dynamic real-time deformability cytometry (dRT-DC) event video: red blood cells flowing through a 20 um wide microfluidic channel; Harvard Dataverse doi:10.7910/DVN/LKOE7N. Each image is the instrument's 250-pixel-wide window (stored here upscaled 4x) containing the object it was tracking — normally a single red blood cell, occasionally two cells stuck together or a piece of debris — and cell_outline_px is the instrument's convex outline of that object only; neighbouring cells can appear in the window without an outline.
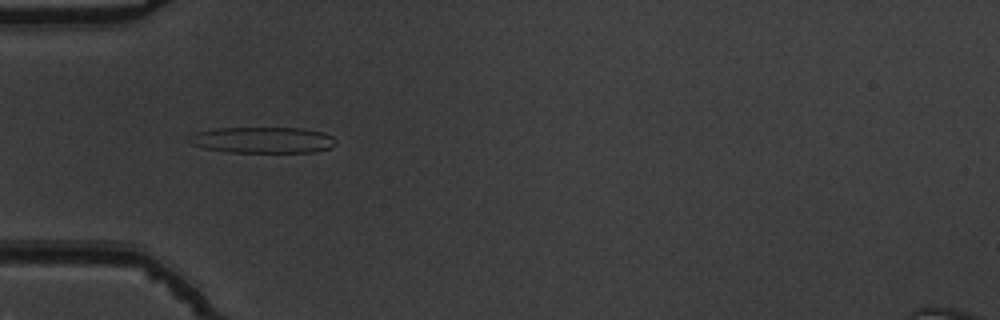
{"species": "common noctule bat (a hibernating species)", "species_latin": "Nyctalus noctula", "temperature_condition": "warm", "stored_images_in_passage": 46, "camera_frame_rate_fps": 3000, "um_per_image_px": 0.085, "animal": {"sex": "male", "body_mass_g": 19.5, "forearm_length_mm": 54.6}, "frame": {"image": 1, "passage_image": 10, "time_ms": 3.0, "image_size_px": [1000, 320], "cell_outline_px": [[336, 144], [332, 148], [312, 152], [228, 152], [204, 148], [192, 144], [188, 140], [188, 136], [196, 132], [212, 128], [304, 128], [324, 132], [332, 136], [336, 140]], "centroid_in_image_um": [22.34, 11.9], "position_along_channel_um": 62.7, "area_um2": 22.54}}
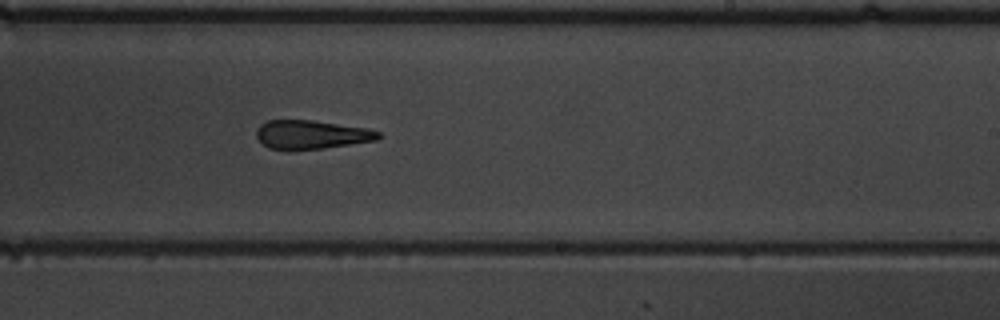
{"frame": {"image": 2, "passage_image": 26, "time_ms": 8.333, "image_size_px": [1000, 320], "cell_outline_px": [[380, 136], [376, 140], [324, 148], [288, 152], [268, 148], [256, 136], [256, 128], [260, 124], [268, 120], [312, 120], [368, 128], [380, 132]], "centroid_in_image_um": [26.41, 11.46], "position_along_channel_um": 262.6, "area_um2": 20.81}}
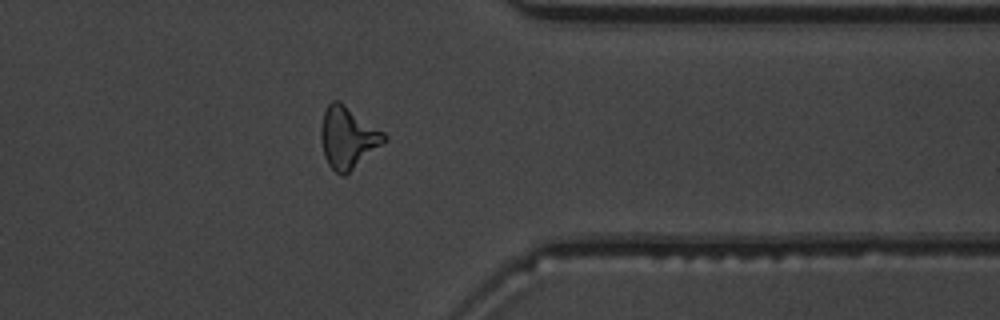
{"frame": {"image": 3, "passage_image": 36, "time_ms": 11.667, "image_size_px": [1000, 320], "cell_outline_px": [[388, 140], [344, 176], [340, 176], [328, 164], [324, 156], [320, 136], [320, 128], [324, 112], [328, 104], [332, 100], [340, 100], [384, 132], [388, 136]], "centroid_in_image_um": [29.56, 11.68], "position_along_channel_um": 381.8, "area_um2": 22.83}, "authors_computed_cell_mechanics": {"area_um2": 21.7328, "velocity_mm_per_s": 3.8017, "shape_relaxation_time_tau1_ms": null, "shape_relaxation_time_tau2_ms": 3.927, "deformation_change_tau1": null, "deformation_change_tau2": 0.1711}}